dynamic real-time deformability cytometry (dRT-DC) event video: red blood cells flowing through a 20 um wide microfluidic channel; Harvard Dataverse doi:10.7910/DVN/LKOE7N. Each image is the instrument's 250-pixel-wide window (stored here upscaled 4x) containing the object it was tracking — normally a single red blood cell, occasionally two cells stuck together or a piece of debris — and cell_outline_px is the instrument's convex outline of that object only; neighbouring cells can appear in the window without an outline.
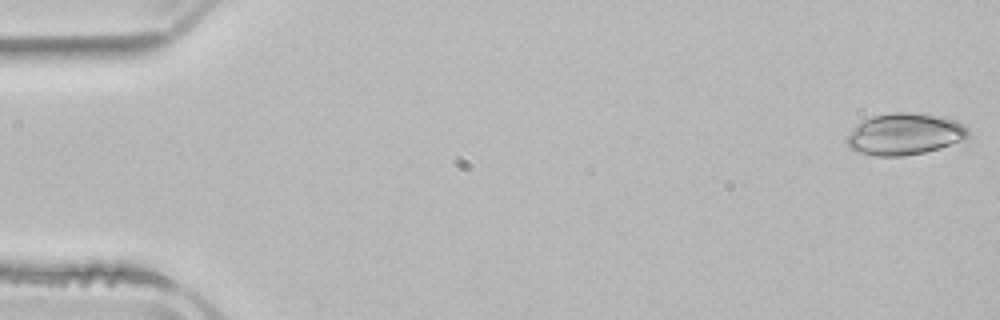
{"species": "common noctule bat (a hibernating species)", "species_latin": "Nyctalus noctula", "temperature_condition": "room temperature", "stored_images_in_passage": 3, "camera_frame_rate_fps": 3000, "um_per_image_px": 0.085, "animal": {"sex": "male", "body_mass_g": 21.5, "forearm_length_mm": 52.0}, "frame": {"image": 1, "passage_image": 1, "time_ms": 0.0, "image_size_px": [1000, 320], "cell_outline_px": [[972, 132], [964, 140], [940, 148], [924, 152], [904, 156], [876, 156], [860, 152], [848, 148], [844, 140], [856, 124], [872, 116], [892, 112], [912, 112], [940, 116], [956, 120], [964, 124]], "centroid_in_image_um": [76.91, 11.39], "position_along_channel_um": 8.1, "area_um2": 29.82}}